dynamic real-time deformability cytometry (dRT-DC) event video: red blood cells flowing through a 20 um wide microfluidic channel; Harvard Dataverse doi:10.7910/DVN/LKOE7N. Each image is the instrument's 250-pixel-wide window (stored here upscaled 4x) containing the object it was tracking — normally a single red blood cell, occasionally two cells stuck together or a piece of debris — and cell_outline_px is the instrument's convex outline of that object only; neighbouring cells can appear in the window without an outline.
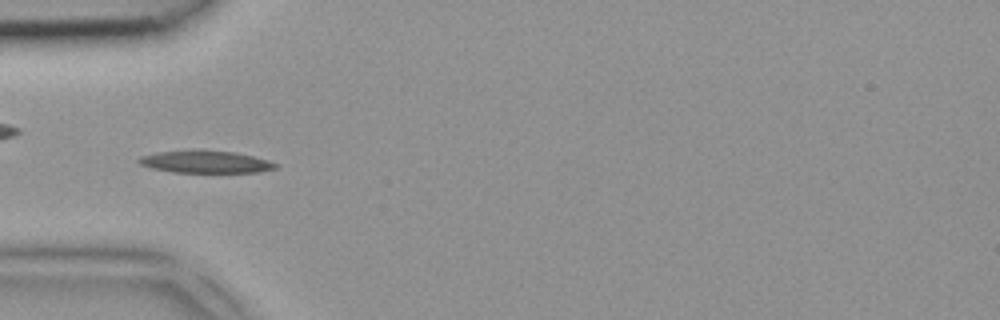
{"species": "common noctule bat (a hibernating species)", "species_latin": "Nyctalus noctula", "temperature_condition": "room temperature", "stored_images_in_passage": 2, "camera_frame_rate_fps": 3000, "um_per_image_px": 0.085, "animal": {"sex": "female", "body_mass_g": 18.4}, "frame": {"image": 1, "passage_image": 2, "time_ms": 0.333, "image_size_px": [1000, 320], "cell_outline_px": [[276, 168], [256, 172], [172, 172], [152, 168], [140, 164], [136, 160], [140, 156], [160, 152], [200, 148], [204, 148], [232, 152], [252, 156], [268, 160], [276, 164]], "centroid_in_image_um": [17.41, 13.73], "position_along_channel_um": 67.6, "area_um2": 17.92}}